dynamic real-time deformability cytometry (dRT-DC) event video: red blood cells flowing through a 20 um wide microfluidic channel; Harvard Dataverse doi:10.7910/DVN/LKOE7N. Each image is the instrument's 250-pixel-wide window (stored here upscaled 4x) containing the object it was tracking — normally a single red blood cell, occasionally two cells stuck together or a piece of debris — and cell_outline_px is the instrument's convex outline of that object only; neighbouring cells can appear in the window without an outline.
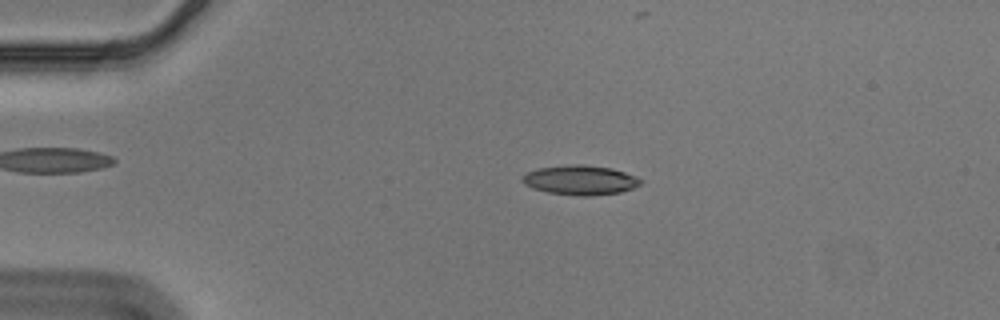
{"species": "Egyptian fruit bat (a non-hibernating species)", "species_latin": "Rousettus aegyptiacus", "temperature_condition": "cold", "stored_images_in_passage": 56, "camera_frame_rate_fps": 3000, "um_per_image_px": 0.085, "animal": {"sex": "male"}, "frame": {"image": 1, "passage_image": 12, "time_ms": 3.667, "image_size_px": [1000, 320], "cell_outline_px": [[644, 180], [640, 184], [632, 188], [620, 192], [588, 196], [580, 196], [548, 192], [532, 188], [524, 184], [520, 180], [524, 172], [536, 168], [572, 164], [584, 164], [612, 168], [624, 172]], "centroid_in_image_um": [49.27, 15.29], "position_along_channel_um": 35.7, "area_um2": 20.52}}
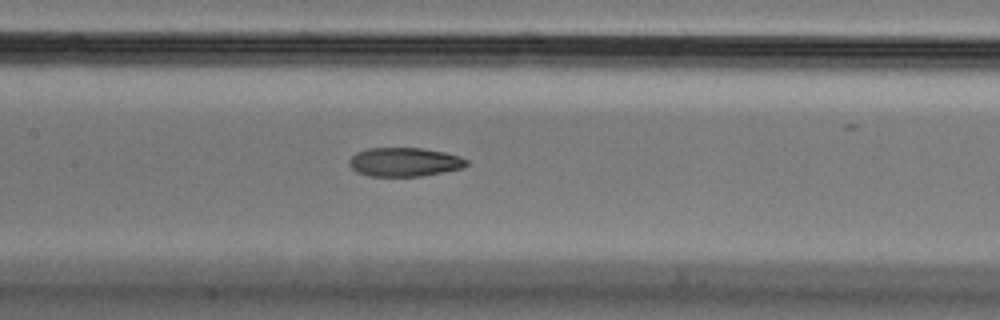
{"frame": {"image": 2, "passage_image": 27, "time_ms": 8.667, "image_size_px": [1000, 320], "cell_outline_px": [[468, 164], [464, 168], [444, 172], [420, 176], [368, 176], [356, 172], [348, 164], [348, 160], [356, 152], [368, 148], [420, 148], [444, 152], [460, 156], [468, 160]], "centroid_in_image_um": [34.37, 13.77], "position_along_channel_um": 173.0, "area_um2": 19.88}}
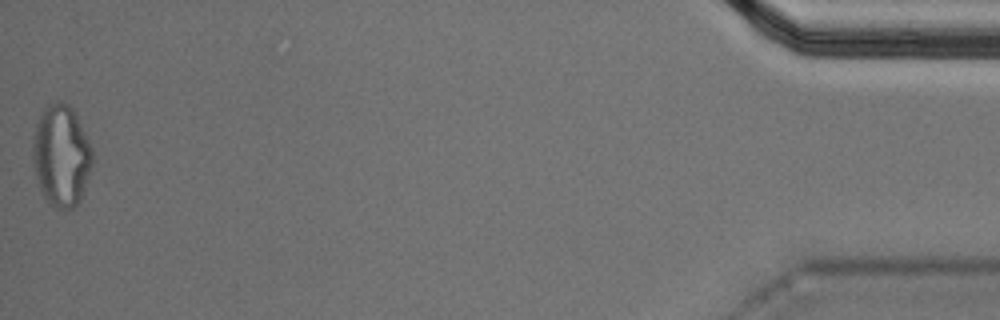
{"frame": {"image": 3, "passage_image": 56, "time_ms": 18.333, "image_size_px": [1000, 320], "cell_outline_px": [[96, 160], [84, 192], [80, 200], [72, 208], [56, 208], [48, 204], [40, 188], [36, 176], [32, 160], [32, 144], [36, 124], [44, 108], [48, 104], [56, 100], [60, 100], [68, 104], [76, 112], [92, 148]], "centroid_in_image_um": [5.25, 13.22], "position_along_channel_um": 430.0, "area_um2": 36.07}, "authors_computed_cell_mechanics": {"area_um2": 20.4901, "velocity_mm_per_s": 3.5726, "shape_relaxation_time_tau1_ms": 8.9205, "shape_relaxation_time_tau2_ms": 3.3176, "deformation_change_tau1": 0.2231, "deformation_change_tau2": 0.1148}}